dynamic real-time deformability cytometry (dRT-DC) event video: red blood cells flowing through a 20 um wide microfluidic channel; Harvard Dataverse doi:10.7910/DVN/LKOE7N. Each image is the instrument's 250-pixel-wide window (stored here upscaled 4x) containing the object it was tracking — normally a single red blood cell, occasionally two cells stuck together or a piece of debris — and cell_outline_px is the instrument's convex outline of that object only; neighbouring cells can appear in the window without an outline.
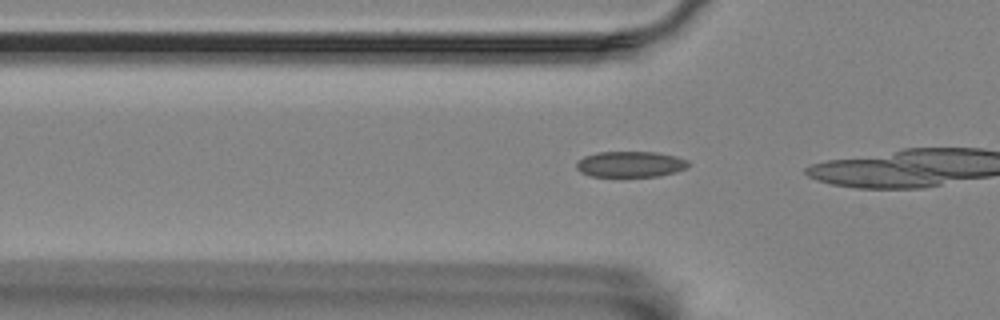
{"species": "Egyptian fruit bat (a non-hibernating species)", "species_latin": "Rousettus aegyptiacus", "temperature_condition": "room temperature", "stored_images_in_passage": 8, "camera_frame_rate_fps": 3000, "um_per_image_px": 0.085, "animal": {"sex": "female"}, "frame": {"image": 1, "passage_image": 5, "time_ms": 1.333, "image_size_px": [1000, 320], "cell_outline_px": [[688, 168], [676, 172], [660, 176], [592, 176], [580, 172], [576, 168], [576, 164], [584, 156], [596, 152], [656, 152], [676, 156], [688, 160]], "centroid_in_image_um": [53.61, 13.95], "position_along_channel_um": 72.2, "area_um2": 16.88}}